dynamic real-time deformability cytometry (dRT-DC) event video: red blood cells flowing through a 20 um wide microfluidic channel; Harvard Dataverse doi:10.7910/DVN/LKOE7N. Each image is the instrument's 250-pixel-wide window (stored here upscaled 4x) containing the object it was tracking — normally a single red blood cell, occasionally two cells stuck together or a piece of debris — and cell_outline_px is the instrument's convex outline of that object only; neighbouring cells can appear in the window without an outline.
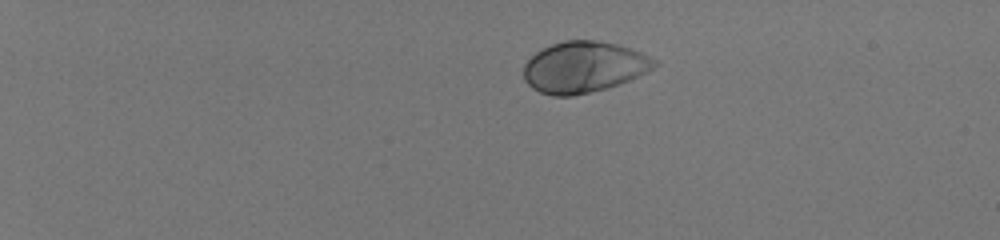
{"species": "human", "species_latin": "Homo sapiens", "temperature_condition": "room temperature", "stored_images_in_passage": 44, "camera_frame_rate_fps": 3000, "um_per_image_px": 0.085, "donor": {"sex": "male"}, "frame": {"image": 1, "passage_image": 1, "time_ms": 0.0, "image_size_px": [1000, 240], "cell_outline_px": [[660, 64], [620, 84], [572, 96], [552, 96], [540, 92], [532, 88], [524, 80], [524, 64], [536, 52], [552, 44], [564, 40], [596, 40], [616, 44], [640, 52], [656, 60]], "centroid_in_image_um": [49.59, 5.7], "position_along_channel_um": 35.4, "area_um2": 38.55}}
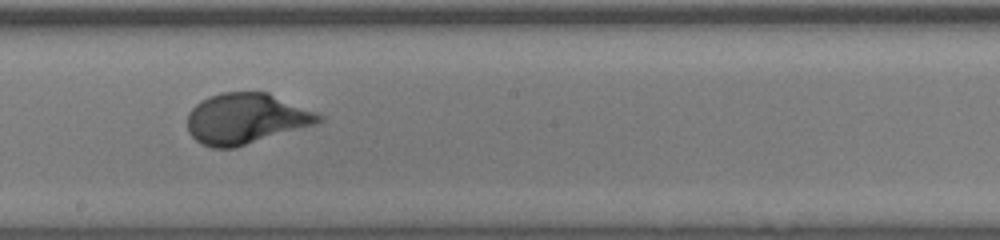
{"frame": {"image": 2, "passage_image": 25, "time_ms": 8.0, "image_size_px": [1000, 240], "cell_outline_px": [[324, 120], [316, 124], [236, 148], [212, 148], [196, 140], [188, 132], [188, 112], [200, 100], [208, 96], [224, 92], [268, 92], [316, 112], [324, 116]], "centroid_in_image_um": [20.91, 10.08], "position_along_channel_um": 227.3, "area_um2": 38.9}}
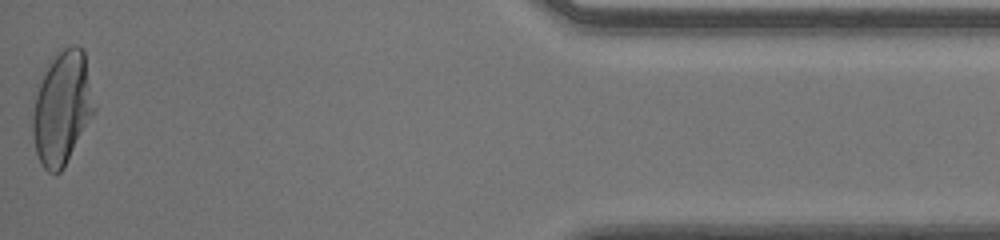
{"frame": {"image": 3, "passage_image": 44, "time_ms": 14.333, "image_size_px": [1000, 240], "cell_outline_px": [[96, 108], [64, 168], [56, 176], [48, 172], [44, 168], [36, 152], [32, 132], [32, 116], [36, 96], [44, 72], [56, 52], [72, 44], [76, 44], [84, 48]], "centroid_in_image_um": [5.3, 9.16], "position_along_channel_um": 429.9, "area_um2": 40.63}, "authors_computed_cell_mechanics": {"area_um2": 38.3503, "velocity_mm_per_s": 4.0108, "shape_relaxation_time_tau1_ms": 2.8121, "shape_relaxation_time_tau2_ms": null, "deformation_change_tau1": 0.1846, "deformation_change_tau2": null}}